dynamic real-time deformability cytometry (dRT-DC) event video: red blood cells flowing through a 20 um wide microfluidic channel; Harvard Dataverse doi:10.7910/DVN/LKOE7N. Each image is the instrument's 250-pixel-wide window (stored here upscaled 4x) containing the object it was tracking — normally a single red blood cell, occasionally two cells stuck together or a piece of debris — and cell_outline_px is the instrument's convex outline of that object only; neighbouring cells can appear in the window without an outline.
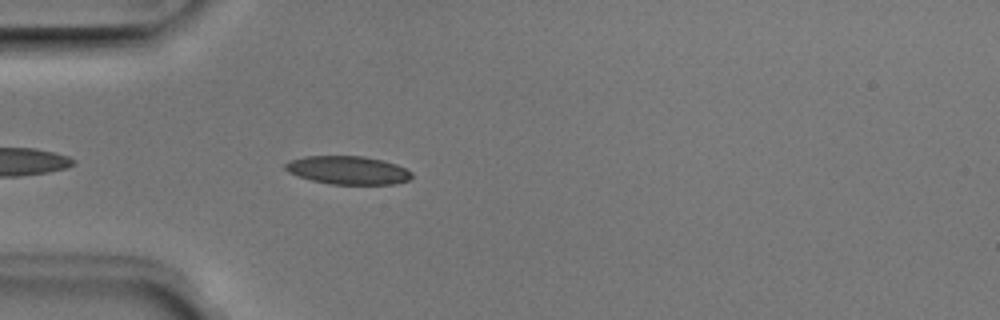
{"species": "Egyptian fruit bat (a non-hibernating species)", "species_latin": "Rousettus aegyptiacus", "temperature_condition": "room temperature", "stored_images_in_passage": 38, "camera_frame_rate_fps": 3000, "um_per_image_px": 0.085, "animal": {"sex": "male"}, "frame": {"image": 1, "passage_image": 4, "time_ms": 1.0, "image_size_px": [1000, 320], "cell_outline_px": [[412, 176], [408, 180], [396, 184], [332, 184], [312, 180], [288, 172], [284, 168], [284, 164], [292, 160], [304, 156], [364, 156], [384, 160], [396, 164], [412, 172]], "centroid_in_image_um": [29.59, 14.46], "position_along_channel_um": 55.4, "area_um2": 20.75}}
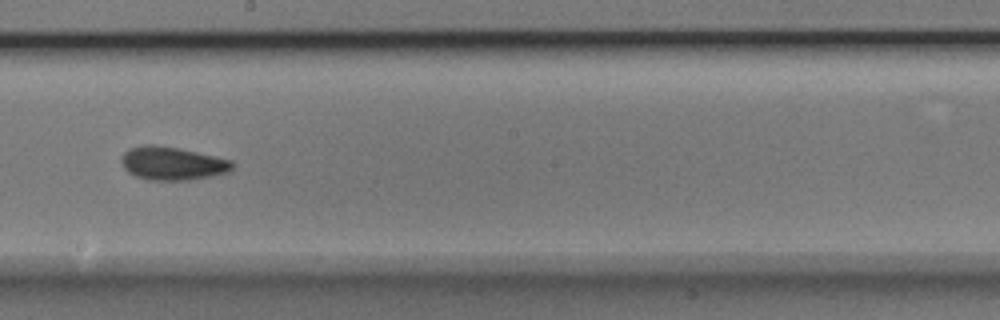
{"frame": {"image": 2, "passage_image": 18, "time_ms": 5.667, "image_size_px": [1000, 320], "cell_outline_px": [[232, 168], [228, 172], [212, 176], [188, 180], [148, 180], [136, 176], [128, 172], [124, 168], [120, 160], [120, 156], [128, 148], [144, 144], [156, 144], [180, 148], [216, 156], [232, 160]], "centroid_in_image_um": [14.61, 13.87], "position_along_channel_um": 233.6, "area_um2": 21.79}}
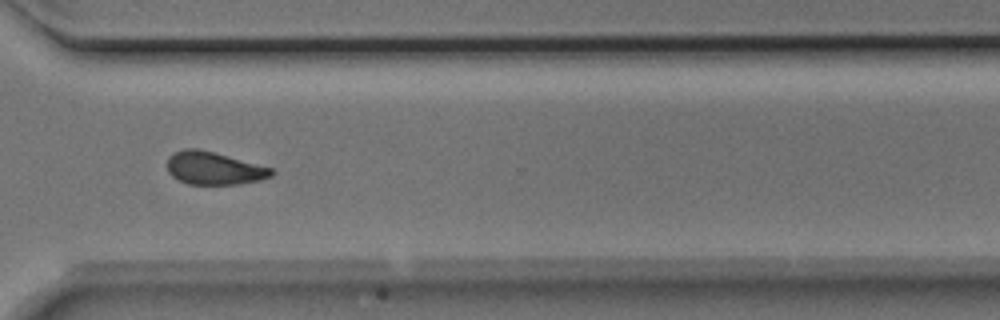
{"frame": {"image": 3, "passage_image": 27, "time_ms": 8.667, "image_size_px": [1000, 320], "cell_outline_px": [[276, 172], [272, 176], [260, 180], [240, 184], [188, 184], [172, 176], [168, 172], [168, 156], [184, 148], [196, 148], [212, 152], [272, 168]], "centroid_in_image_um": [18.19, 14.31], "position_along_channel_um": 352.4, "area_um2": 19.71}, "authors_computed_cell_mechanics": {"area_um2": 20.5479, "velocity_mm_per_s": 3.9621, "shape_relaxation_time_tau1_ms": 3.5987, "shape_relaxation_time_tau2_ms": 3.4624, "deformation_change_tau1": 0.1092, "deformation_change_tau2": 0.0919}}